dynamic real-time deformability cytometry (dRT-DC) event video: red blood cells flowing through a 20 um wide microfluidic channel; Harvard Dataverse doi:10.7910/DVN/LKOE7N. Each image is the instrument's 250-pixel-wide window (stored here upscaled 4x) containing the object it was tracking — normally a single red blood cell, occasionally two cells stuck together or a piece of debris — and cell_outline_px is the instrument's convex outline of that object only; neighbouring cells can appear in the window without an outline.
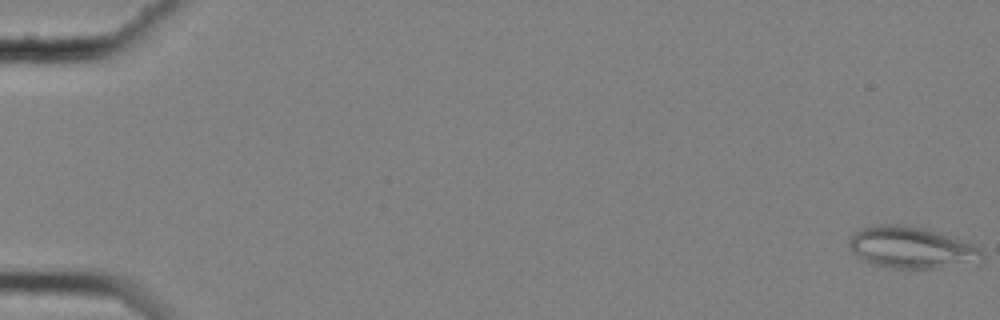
{"species": "common noctule bat (a hibernating species)", "species_latin": "Nyctalus noctula", "temperature_condition": "cold", "stored_images_in_passage": 59, "camera_frame_rate_fps": 3000, "um_per_image_px": 0.085, "animal": {"sex": "female", "body_mass_g": 25.1}, "frame": {"image": 1, "passage_image": 1, "time_ms": 0.0, "image_size_px": [1000, 320], "cell_outline_px": [[984, 260], [980, 264], [940, 268], [892, 268], [872, 264], [864, 260], [848, 244], [848, 240], [860, 228], [876, 224], [904, 224], [924, 228], [972, 244], [980, 248], [984, 256]], "centroid_in_image_um": [77.55, 21.06], "position_along_channel_um": 7.5, "area_um2": 32.37}}
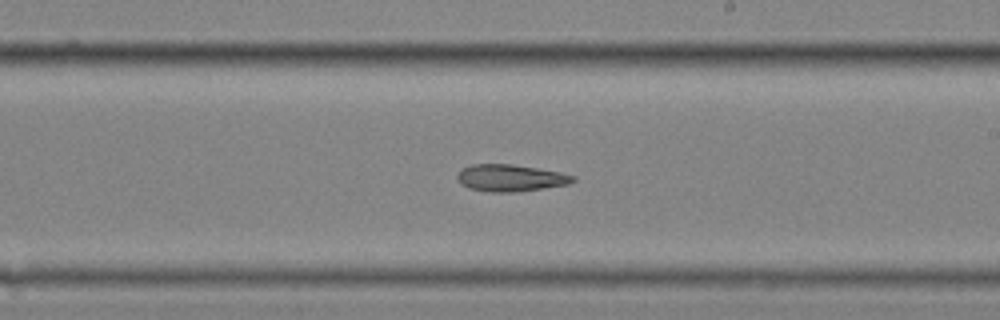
{"frame": {"image": 2, "passage_image": 36, "time_ms": 11.667, "image_size_px": [1000, 320], "cell_outline_px": [[576, 180], [568, 184], [544, 188], [516, 192], [488, 192], [468, 188], [460, 184], [456, 176], [460, 168], [472, 164], [512, 164], [560, 172], [576, 176]], "centroid_in_image_um": [43.35, 15.12], "position_along_channel_um": 245.6, "area_um2": 18.32}}
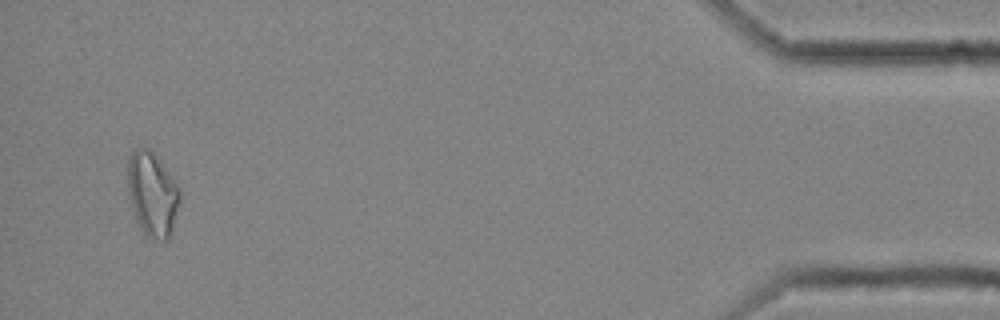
{"frame": {"image": 3, "passage_image": 57, "time_ms": 18.667, "image_size_px": [1000, 320], "cell_outline_px": [[180, 200], [172, 228], [168, 240], [156, 240], [144, 236], [136, 220], [128, 188], [128, 160], [132, 152], [136, 148], [148, 148], [156, 156], [180, 188]], "centroid_in_image_um": [12.95, 16.53], "position_along_channel_um": 422.2, "area_um2": 25.26}}